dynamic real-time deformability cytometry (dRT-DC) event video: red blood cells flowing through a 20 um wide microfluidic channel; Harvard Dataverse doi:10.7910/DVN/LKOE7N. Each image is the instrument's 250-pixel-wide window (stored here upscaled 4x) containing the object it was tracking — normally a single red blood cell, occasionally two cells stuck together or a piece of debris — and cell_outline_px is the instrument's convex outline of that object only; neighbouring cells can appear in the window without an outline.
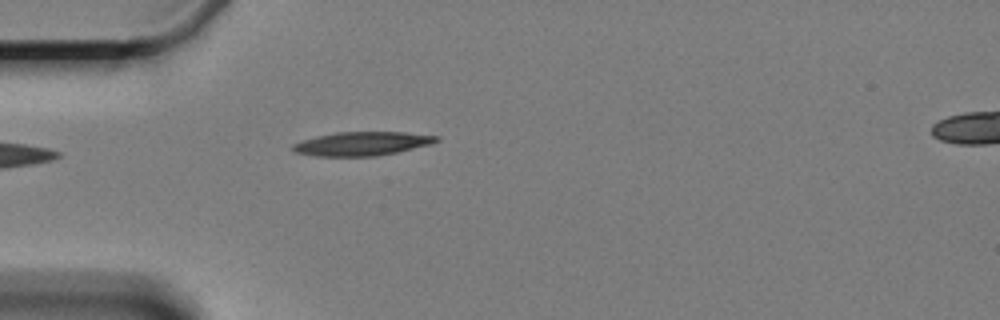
{"species": "Egyptian fruit bat (a non-hibernating species)", "species_latin": "Rousettus aegyptiacus", "temperature_condition": "cold", "stored_images_in_passage": 5, "camera_frame_rate_fps": 3000, "um_per_image_px": 0.085, "animal": {"sex": "female"}, "frame": {"image": 1, "passage_image": 5, "time_ms": 4.667, "image_size_px": [1000, 320], "cell_outline_px": [[440, 140], [432, 144], [396, 152], [376, 156], [316, 156], [292, 152], [292, 144], [316, 136], [336, 132], [404, 132], [440, 136]], "centroid_in_image_um": [30.78, 12.21], "position_along_channel_um": 54.2, "area_um2": 19.94}}